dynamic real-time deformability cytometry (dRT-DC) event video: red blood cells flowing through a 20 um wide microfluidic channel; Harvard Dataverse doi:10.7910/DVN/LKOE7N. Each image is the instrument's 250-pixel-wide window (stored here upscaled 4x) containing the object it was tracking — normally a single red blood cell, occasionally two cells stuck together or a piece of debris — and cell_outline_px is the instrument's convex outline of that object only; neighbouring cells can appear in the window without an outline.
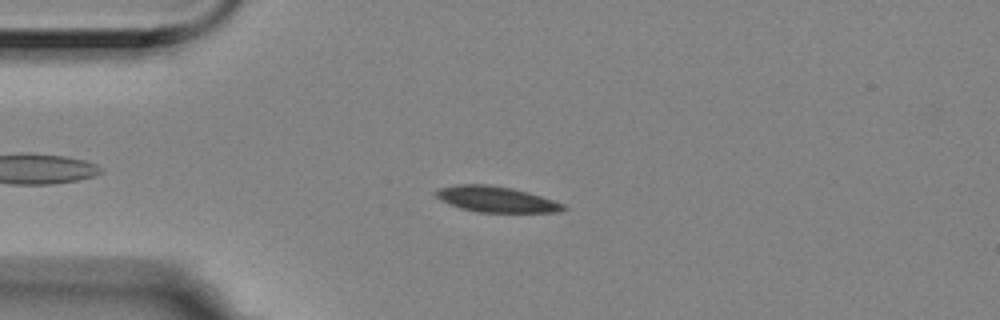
{"species": "Egyptian fruit bat (a non-hibernating species)", "species_latin": "Rousettus aegyptiacus", "temperature_condition": "room temperature", "stored_images_in_passage": 11, "camera_frame_rate_fps": 3000, "um_per_image_px": 0.085, "animal": {"sex": "female"}, "frame": {"image": 1, "passage_image": 4, "time_ms": 1.0, "image_size_px": [1000, 320], "cell_outline_px": [[568, 208], [560, 212], [476, 212], [460, 208], [448, 204], [440, 200], [432, 192], [436, 188], [456, 184], [488, 184], [512, 188], [528, 192], [564, 204]], "centroid_in_image_um": [42.11, 16.93], "position_along_channel_um": 42.9, "area_um2": 19.36}}
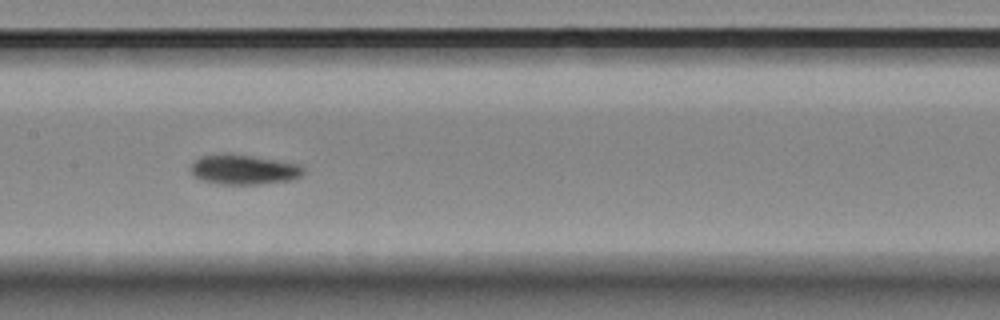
{"frame": {"image": 2, "passage_image": 8, "time_ms": 2.333, "image_size_px": [1000, 320], "cell_outline_px": [[304, 172], [300, 176], [288, 180], [256, 184], [220, 184], [200, 180], [192, 176], [192, 164], [200, 156], [220, 152], [228, 152], [300, 164], [304, 168]], "centroid_in_image_um": [20.66, 14.39], "position_along_channel_um": 186.7, "area_um2": 19.71}}
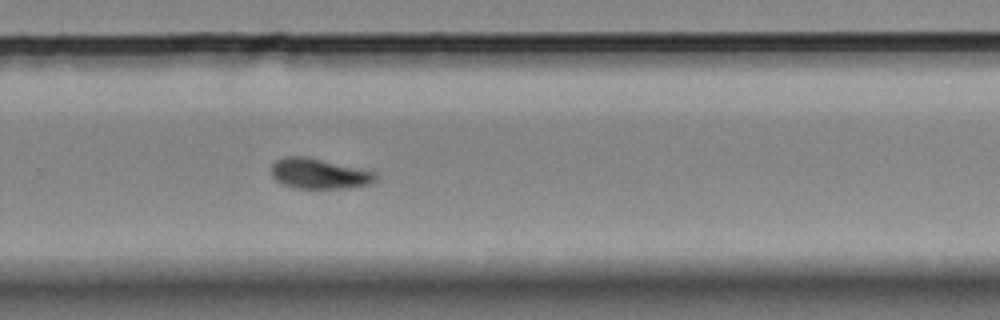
{"frame": {"image": 3, "passage_image": 11, "time_ms": 3.333, "image_size_px": [1000, 320], "cell_outline_px": [[376, 180], [372, 184], [348, 188], [292, 188], [280, 184], [272, 176], [272, 164], [276, 160], [284, 156], [308, 156], [376, 172]], "centroid_in_image_um": [27.11, 14.76], "position_along_channel_um": 302.7, "area_um2": 18.67}}